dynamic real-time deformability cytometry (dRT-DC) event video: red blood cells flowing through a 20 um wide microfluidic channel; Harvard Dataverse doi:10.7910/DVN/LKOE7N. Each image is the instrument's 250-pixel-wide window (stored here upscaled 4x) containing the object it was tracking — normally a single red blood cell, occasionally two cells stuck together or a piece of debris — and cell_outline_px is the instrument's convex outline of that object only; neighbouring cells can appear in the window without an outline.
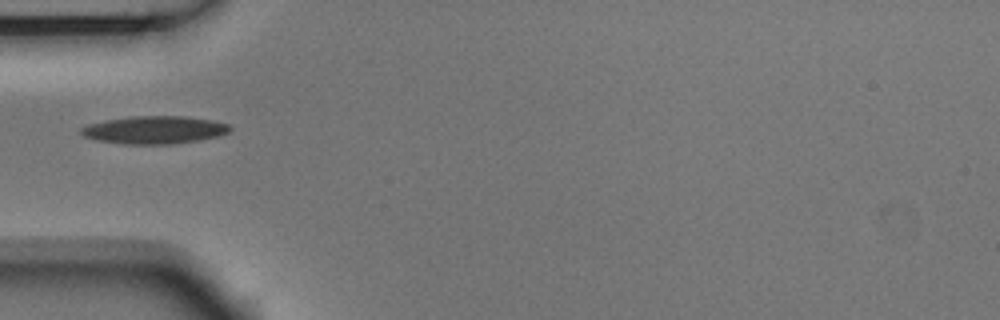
{"species": "Egyptian fruit bat (a non-hibernating species)", "species_latin": "Rousettus aegyptiacus", "temperature_condition": "room temperature", "stored_images_in_passage": 37, "camera_frame_rate_fps": 3000, "um_per_image_px": 0.085, "animal": {"sex": "male"}, "frame": {"image": 1, "passage_image": 1, "time_ms": 0.0, "image_size_px": [1000, 320], "cell_outline_px": [[232, 128], [228, 132], [220, 136], [200, 140], [172, 144], [124, 144], [96, 140], [84, 136], [80, 132], [80, 128], [88, 124], [108, 120], [132, 116], [184, 116], [212, 120], [228, 124]], "centroid_in_image_um": [13.14, 11.04], "position_along_channel_um": 71.9, "area_um2": 24.1}}
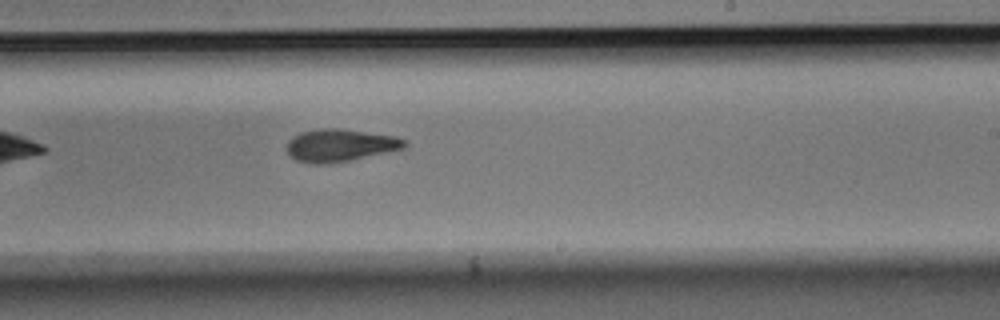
{"frame": {"image": 2, "passage_image": 16, "time_ms": 5.0, "image_size_px": [1000, 320], "cell_outline_px": [[408, 144], [404, 148], [348, 160], [328, 164], [312, 164], [296, 160], [288, 152], [288, 140], [292, 136], [300, 132], [320, 128], [336, 128], [396, 136], [404, 140]], "centroid_in_image_um": [28.88, 12.34], "position_along_channel_um": 260.1, "area_um2": 22.02}}
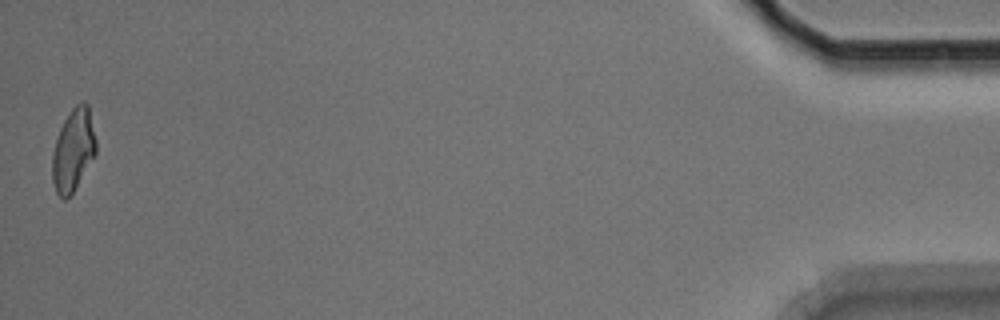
{"frame": {"image": 3, "passage_image": 37, "time_ms": 12.0, "image_size_px": [1000, 320], "cell_outline_px": [[96, 152], [72, 192], [64, 200], [56, 192], [52, 180], [52, 152], [60, 128], [64, 120], [72, 108], [76, 104], [84, 100], [88, 104], [96, 140]], "centroid_in_image_um": [6.21, 12.71], "position_along_channel_um": 429.0, "area_um2": 20.63}, "authors_computed_cell_mechanics": {"area_um2": 22.0218, "velocity_mm_per_s": 3.7461, "shape_relaxation_time_tau1_ms": 5.1134, "shape_relaxation_time_tau2_ms": 5.2692, "deformation_change_tau1": 0.1612, "deformation_change_tau2": 0.141}}